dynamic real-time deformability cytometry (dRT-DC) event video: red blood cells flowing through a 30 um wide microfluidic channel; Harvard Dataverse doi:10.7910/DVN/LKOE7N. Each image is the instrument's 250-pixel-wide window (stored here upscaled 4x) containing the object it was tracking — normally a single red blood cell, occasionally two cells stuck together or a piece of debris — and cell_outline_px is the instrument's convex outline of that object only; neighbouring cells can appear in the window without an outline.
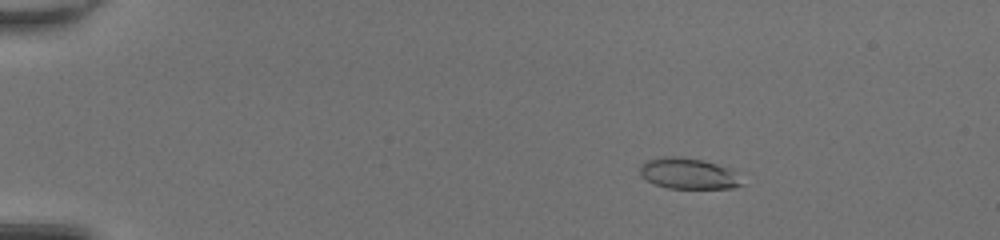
{"species": "common noctule bat (a hibernating species)", "species_latin": "Nyctalus noctula", "temperature_condition": "room temperature", "stored_images_in_passage": 51, "camera_frame_rate_fps": 3000, "um_per_image_px": 0.085, "animal": {"sex": "female", "body_mass_g": 20.0, "forearm_length_mm": 54.0}, "frame": {"image": 1, "passage_image": 10, "time_ms": 3.0, "image_size_px": [1000, 240], "cell_outline_px": [[744, 184], [736, 188], [668, 188], [656, 184], [640, 176], [640, 168], [648, 160], [660, 156], [680, 156], [700, 160], [716, 164], [740, 172]], "centroid_in_image_um": [58.59, 14.76], "position_along_channel_um": 26.4, "area_um2": 18.5}}
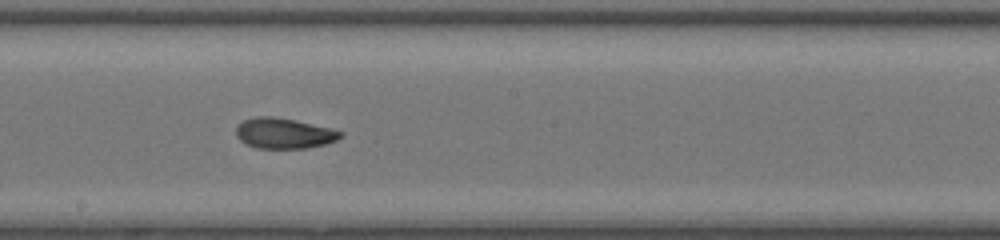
{"frame": {"image": 2, "passage_image": 31, "time_ms": 10.0, "image_size_px": [1000, 240], "cell_outline_px": [[344, 136], [336, 140], [324, 144], [304, 148], [256, 148], [240, 140], [236, 136], [236, 124], [244, 120], [256, 116], [272, 116], [296, 120], [332, 128], [344, 132]], "centroid_in_image_um": [24.14, 11.31], "position_along_channel_um": 224.1, "area_um2": 18.67}}
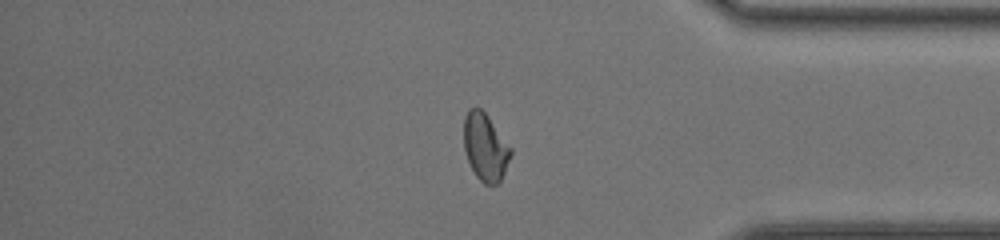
{"frame": {"image": 3, "passage_image": 44, "time_ms": 14.333, "image_size_px": [1000, 240], "cell_outline_px": [[512, 152], [504, 172], [500, 180], [496, 184], [484, 184], [476, 176], [468, 160], [464, 148], [464, 116], [468, 108], [476, 104], [488, 116], [512, 148]], "centroid_in_image_um": [41.23, 12.45], "position_along_channel_um": 394.0, "area_um2": 18.44}, "authors_computed_cell_mechanics": {"area_um2": 18.7272, "velocity_mm_per_s": 4.2746, "shape_relaxation_time_tau1_ms": 7.1757, "shape_relaxation_time_tau2_ms": 1.3532, "deformation_change_tau1": 0.2308, "deformation_change_tau2": 0.0647}}